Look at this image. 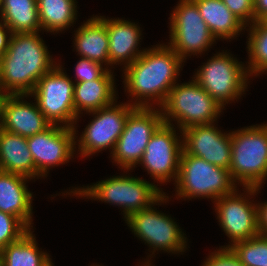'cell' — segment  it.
Wrapping results in <instances>:
<instances>
[{"label":"cell","instance_id":"cell-1","mask_svg":"<svg viewBox=\"0 0 267 266\" xmlns=\"http://www.w3.org/2000/svg\"><path fill=\"white\" fill-rule=\"evenodd\" d=\"M183 62L169 45L159 44L146 48L132 64L123 68L124 87L129 96L136 99L131 105L149 108L155 107V103L160 109L177 83Z\"/></svg>","mask_w":267,"mask_h":266},{"label":"cell","instance_id":"cell-2","mask_svg":"<svg viewBox=\"0 0 267 266\" xmlns=\"http://www.w3.org/2000/svg\"><path fill=\"white\" fill-rule=\"evenodd\" d=\"M38 32L12 33L0 58V89L4 95H29L56 64Z\"/></svg>","mask_w":267,"mask_h":266},{"label":"cell","instance_id":"cell-3","mask_svg":"<svg viewBox=\"0 0 267 266\" xmlns=\"http://www.w3.org/2000/svg\"><path fill=\"white\" fill-rule=\"evenodd\" d=\"M231 144L230 174L250 198L267 179V124L232 131Z\"/></svg>","mask_w":267,"mask_h":266},{"label":"cell","instance_id":"cell-4","mask_svg":"<svg viewBox=\"0 0 267 266\" xmlns=\"http://www.w3.org/2000/svg\"><path fill=\"white\" fill-rule=\"evenodd\" d=\"M164 123L177 121L183 129L214 123L224 109L193 78L191 82L175 84L160 107Z\"/></svg>","mask_w":267,"mask_h":266},{"label":"cell","instance_id":"cell-5","mask_svg":"<svg viewBox=\"0 0 267 266\" xmlns=\"http://www.w3.org/2000/svg\"><path fill=\"white\" fill-rule=\"evenodd\" d=\"M154 183L132 176H114L93 185L75 188L73 195L104 201L122 207L124 219L153 205L163 194ZM162 191V192H161Z\"/></svg>","mask_w":267,"mask_h":266},{"label":"cell","instance_id":"cell-6","mask_svg":"<svg viewBox=\"0 0 267 266\" xmlns=\"http://www.w3.org/2000/svg\"><path fill=\"white\" fill-rule=\"evenodd\" d=\"M175 184L177 198H212L214 202L237 188L229 170L184 151Z\"/></svg>","mask_w":267,"mask_h":266},{"label":"cell","instance_id":"cell-7","mask_svg":"<svg viewBox=\"0 0 267 266\" xmlns=\"http://www.w3.org/2000/svg\"><path fill=\"white\" fill-rule=\"evenodd\" d=\"M57 64L36 83L29 94L51 125L76 128L78 115L74 108V82ZM35 96V97H34ZM65 124V125H64Z\"/></svg>","mask_w":267,"mask_h":266},{"label":"cell","instance_id":"cell-8","mask_svg":"<svg viewBox=\"0 0 267 266\" xmlns=\"http://www.w3.org/2000/svg\"><path fill=\"white\" fill-rule=\"evenodd\" d=\"M226 52H218L204 63L193 79L223 108L237 100L247 88L248 72L242 62Z\"/></svg>","mask_w":267,"mask_h":266},{"label":"cell","instance_id":"cell-9","mask_svg":"<svg viewBox=\"0 0 267 266\" xmlns=\"http://www.w3.org/2000/svg\"><path fill=\"white\" fill-rule=\"evenodd\" d=\"M169 197L163 194L153 205L130 214L126 219L127 225L136 237L140 238L152 249V254L160 249L169 253L184 252L187 247L186 234L182 232L171 217L156 211V203H166ZM153 207V208H152Z\"/></svg>","mask_w":267,"mask_h":266},{"label":"cell","instance_id":"cell-10","mask_svg":"<svg viewBox=\"0 0 267 266\" xmlns=\"http://www.w3.org/2000/svg\"><path fill=\"white\" fill-rule=\"evenodd\" d=\"M163 122L161 109L136 107L129 114L116 142L111 155L113 163L127 171L136 167L150 138Z\"/></svg>","mask_w":267,"mask_h":266},{"label":"cell","instance_id":"cell-11","mask_svg":"<svg viewBox=\"0 0 267 266\" xmlns=\"http://www.w3.org/2000/svg\"><path fill=\"white\" fill-rule=\"evenodd\" d=\"M169 46L184 61L190 54L207 51L217 40L210 32L193 0H180L170 16Z\"/></svg>","mask_w":267,"mask_h":266},{"label":"cell","instance_id":"cell-12","mask_svg":"<svg viewBox=\"0 0 267 266\" xmlns=\"http://www.w3.org/2000/svg\"><path fill=\"white\" fill-rule=\"evenodd\" d=\"M135 108L131 103L117 105L114 102L110 106L88 112L94 116V119L76 140L81 157L91 156L107 148L112 150V154L124 130L126 120Z\"/></svg>","mask_w":267,"mask_h":266},{"label":"cell","instance_id":"cell-13","mask_svg":"<svg viewBox=\"0 0 267 266\" xmlns=\"http://www.w3.org/2000/svg\"><path fill=\"white\" fill-rule=\"evenodd\" d=\"M175 129L163 122L150 138L138 163L160 184L169 182L171 178L176 182L178 177L183 143Z\"/></svg>","mask_w":267,"mask_h":266},{"label":"cell","instance_id":"cell-14","mask_svg":"<svg viewBox=\"0 0 267 266\" xmlns=\"http://www.w3.org/2000/svg\"><path fill=\"white\" fill-rule=\"evenodd\" d=\"M76 134L75 128L50 125L43 132L27 137L35 164V177H46L48 169L73 158L77 145Z\"/></svg>","mask_w":267,"mask_h":266},{"label":"cell","instance_id":"cell-15","mask_svg":"<svg viewBox=\"0 0 267 266\" xmlns=\"http://www.w3.org/2000/svg\"><path fill=\"white\" fill-rule=\"evenodd\" d=\"M246 197L236 189L215 201L219 225L231 240L226 248L259 235L256 204Z\"/></svg>","mask_w":267,"mask_h":266},{"label":"cell","instance_id":"cell-16","mask_svg":"<svg viewBox=\"0 0 267 266\" xmlns=\"http://www.w3.org/2000/svg\"><path fill=\"white\" fill-rule=\"evenodd\" d=\"M180 133L185 153L229 170L232 150L231 132L223 134L212 123L192 126L183 129Z\"/></svg>","mask_w":267,"mask_h":266},{"label":"cell","instance_id":"cell-17","mask_svg":"<svg viewBox=\"0 0 267 266\" xmlns=\"http://www.w3.org/2000/svg\"><path fill=\"white\" fill-rule=\"evenodd\" d=\"M29 95H3L1 100V129L30 137L43 132L51 124L39 110L37 103L25 101ZM24 101H23V100Z\"/></svg>","mask_w":267,"mask_h":266},{"label":"cell","instance_id":"cell-18","mask_svg":"<svg viewBox=\"0 0 267 266\" xmlns=\"http://www.w3.org/2000/svg\"><path fill=\"white\" fill-rule=\"evenodd\" d=\"M98 17L106 24L109 38V65L125 62L124 67H126L132 64L145 51V49L138 50L142 35L139 26L125 19Z\"/></svg>","mask_w":267,"mask_h":266},{"label":"cell","instance_id":"cell-19","mask_svg":"<svg viewBox=\"0 0 267 266\" xmlns=\"http://www.w3.org/2000/svg\"><path fill=\"white\" fill-rule=\"evenodd\" d=\"M30 178L2 171L0 173V211L17 217L32 229V193L26 186Z\"/></svg>","mask_w":267,"mask_h":266},{"label":"cell","instance_id":"cell-20","mask_svg":"<svg viewBox=\"0 0 267 266\" xmlns=\"http://www.w3.org/2000/svg\"><path fill=\"white\" fill-rule=\"evenodd\" d=\"M113 76L109 68L98 79L74 83V108L78 118L82 110L88 113L116 102Z\"/></svg>","mask_w":267,"mask_h":266},{"label":"cell","instance_id":"cell-21","mask_svg":"<svg viewBox=\"0 0 267 266\" xmlns=\"http://www.w3.org/2000/svg\"><path fill=\"white\" fill-rule=\"evenodd\" d=\"M0 164L4 172L35 178V164L27 138L0 129Z\"/></svg>","mask_w":267,"mask_h":266},{"label":"cell","instance_id":"cell-22","mask_svg":"<svg viewBox=\"0 0 267 266\" xmlns=\"http://www.w3.org/2000/svg\"><path fill=\"white\" fill-rule=\"evenodd\" d=\"M74 47L81 57L109 65V38L106 24L93 16L83 23L76 31Z\"/></svg>","mask_w":267,"mask_h":266},{"label":"cell","instance_id":"cell-23","mask_svg":"<svg viewBox=\"0 0 267 266\" xmlns=\"http://www.w3.org/2000/svg\"><path fill=\"white\" fill-rule=\"evenodd\" d=\"M211 34L216 39L236 38L246 25L221 0H193Z\"/></svg>","mask_w":267,"mask_h":266},{"label":"cell","instance_id":"cell-24","mask_svg":"<svg viewBox=\"0 0 267 266\" xmlns=\"http://www.w3.org/2000/svg\"><path fill=\"white\" fill-rule=\"evenodd\" d=\"M0 18L12 33L41 31L37 0H2Z\"/></svg>","mask_w":267,"mask_h":266},{"label":"cell","instance_id":"cell-25","mask_svg":"<svg viewBox=\"0 0 267 266\" xmlns=\"http://www.w3.org/2000/svg\"><path fill=\"white\" fill-rule=\"evenodd\" d=\"M0 257L5 266H53L49 255L39 250L31 230L18 241L4 247Z\"/></svg>","mask_w":267,"mask_h":266},{"label":"cell","instance_id":"cell-26","mask_svg":"<svg viewBox=\"0 0 267 266\" xmlns=\"http://www.w3.org/2000/svg\"><path fill=\"white\" fill-rule=\"evenodd\" d=\"M75 1L37 0L41 30L59 33L71 27L77 17V2Z\"/></svg>","mask_w":267,"mask_h":266},{"label":"cell","instance_id":"cell-27","mask_svg":"<svg viewBox=\"0 0 267 266\" xmlns=\"http://www.w3.org/2000/svg\"><path fill=\"white\" fill-rule=\"evenodd\" d=\"M247 72L249 77L267 72V25L263 21H254L249 26Z\"/></svg>","mask_w":267,"mask_h":266},{"label":"cell","instance_id":"cell-28","mask_svg":"<svg viewBox=\"0 0 267 266\" xmlns=\"http://www.w3.org/2000/svg\"><path fill=\"white\" fill-rule=\"evenodd\" d=\"M244 266H267V237L258 235L229 247Z\"/></svg>","mask_w":267,"mask_h":266},{"label":"cell","instance_id":"cell-29","mask_svg":"<svg viewBox=\"0 0 267 266\" xmlns=\"http://www.w3.org/2000/svg\"><path fill=\"white\" fill-rule=\"evenodd\" d=\"M29 229L15 216L0 211V251L18 241Z\"/></svg>","mask_w":267,"mask_h":266},{"label":"cell","instance_id":"cell-30","mask_svg":"<svg viewBox=\"0 0 267 266\" xmlns=\"http://www.w3.org/2000/svg\"><path fill=\"white\" fill-rule=\"evenodd\" d=\"M103 67L99 62L80 57L75 68V83L98 79L108 69V67Z\"/></svg>","mask_w":267,"mask_h":266},{"label":"cell","instance_id":"cell-31","mask_svg":"<svg viewBox=\"0 0 267 266\" xmlns=\"http://www.w3.org/2000/svg\"><path fill=\"white\" fill-rule=\"evenodd\" d=\"M246 27L255 21L254 0H221Z\"/></svg>","mask_w":267,"mask_h":266},{"label":"cell","instance_id":"cell-32","mask_svg":"<svg viewBox=\"0 0 267 266\" xmlns=\"http://www.w3.org/2000/svg\"><path fill=\"white\" fill-rule=\"evenodd\" d=\"M202 266H244L230 248L221 246L206 258Z\"/></svg>","mask_w":267,"mask_h":266},{"label":"cell","instance_id":"cell-33","mask_svg":"<svg viewBox=\"0 0 267 266\" xmlns=\"http://www.w3.org/2000/svg\"><path fill=\"white\" fill-rule=\"evenodd\" d=\"M257 207V227L259 235L267 237V202L256 203Z\"/></svg>","mask_w":267,"mask_h":266},{"label":"cell","instance_id":"cell-34","mask_svg":"<svg viewBox=\"0 0 267 266\" xmlns=\"http://www.w3.org/2000/svg\"><path fill=\"white\" fill-rule=\"evenodd\" d=\"M11 35H12V32L9 29V27L3 21H1L0 22V58L6 53L8 49Z\"/></svg>","mask_w":267,"mask_h":266},{"label":"cell","instance_id":"cell-35","mask_svg":"<svg viewBox=\"0 0 267 266\" xmlns=\"http://www.w3.org/2000/svg\"><path fill=\"white\" fill-rule=\"evenodd\" d=\"M255 21H263L267 17V0H254Z\"/></svg>","mask_w":267,"mask_h":266},{"label":"cell","instance_id":"cell-36","mask_svg":"<svg viewBox=\"0 0 267 266\" xmlns=\"http://www.w3.org/2000/svg\"><path fill=\"white\" fill-rule=\"evenodd\" d=\"M149 262H150V263H149ZM141 266H151V261H150V260H147V262H146V263L144 262V264L141 265Z\"/></svg>","mask_w":267,"mask_h":266},{"label":"cell","instance_id":"cell-37","mask_svg":"<svg viewBox=\"0 0 267 266\" xmlns=\"http://www.w3.org/2000/svg\"><path fill=\"white\" fill-rule=\"evenodd\" d=\"M3 93H2V91H1V89H0V109H1V100H2V97H3Z\"/></svg>","mask_w":267,"mask_h":266},{"label":"cell","instance_id":"cell-38","mask_svg":"<svg viewBox=\"0 0 267 266\" xmlns=\"http://www.w3.org/2000/svg\"><path fill=\"white\" fill-rule=\"evenodd\" d=\"M0 266H5L3 259L0 257Z\"/></svg>","mask_w":267,"mask_h":266},{"label":"cell","instance_id":"cell-39","mask_svg":"<svg viewBox=\"0 0 267 266\" xmlns=\"http://www.w3.org/2000/svg\"><path fill=\"white\" fill-rule=\"evenodd\" d=\"M2 11V0H0V13Z\"/></svg>","mask_w":267,"mask_h":266},{"label":"cell","instance_id":"cell-40","mask_svg":"<svg viewBox=\"0 0 267 266\" xmlns=\"http://www.w3.org/2000/svg\"><path fill=\"white\" fill-rule=\"evenodd\" d=\"M263 22L267 25V17L263 20Z\"/></svg>","mask_w":267,"mask_h":266},{"label":"cell","instance_id":"cell-41","mask_svg":"<svg viewBox=\"0 0 267 266\" xmlns=\"http://www.w3.org/2000/svg\"><path fill=\"white\" fill-rule=\"evenodd\" d=\"M0 129H1V109H0Z\"/></svg>","mask_w":267,"mask_h":266}]
</instances>
